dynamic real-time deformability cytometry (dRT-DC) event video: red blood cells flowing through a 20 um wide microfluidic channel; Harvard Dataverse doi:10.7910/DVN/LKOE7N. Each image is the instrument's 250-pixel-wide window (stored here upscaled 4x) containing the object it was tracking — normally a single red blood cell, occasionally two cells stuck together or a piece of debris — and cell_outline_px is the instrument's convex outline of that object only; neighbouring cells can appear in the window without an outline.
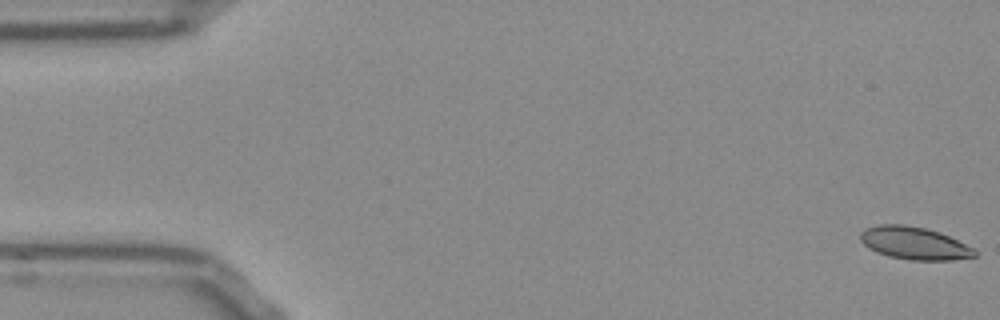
{"species": "Egyptian fruit bat (a non-hibernating species)", "species_latin": "Rousettus aegyptiacus", "temperature_condition": "room temperature", "stored_images_in_passage": 53, "camera_frame_rate_fps": 3000, "um_per_image_px": 0.085, "frame": {"image": 1, "passage_image": 1, "time_ms": 0.0, "image_size_px": [1000, 320], "cell_outline_px": [[976, 256], [952, 260], [908, 260], [888, 256], [876, 252], [864, 244], [860, 240], [860, 232], [864, 228], [880, 224], [904, 224], [924, 228], [940, 232], [972, 248], [976, 252]], "centroid_in_image_um": [77.66, 20.67], "position_along_channel_um": 7.3, "area_um2": 21.62}}
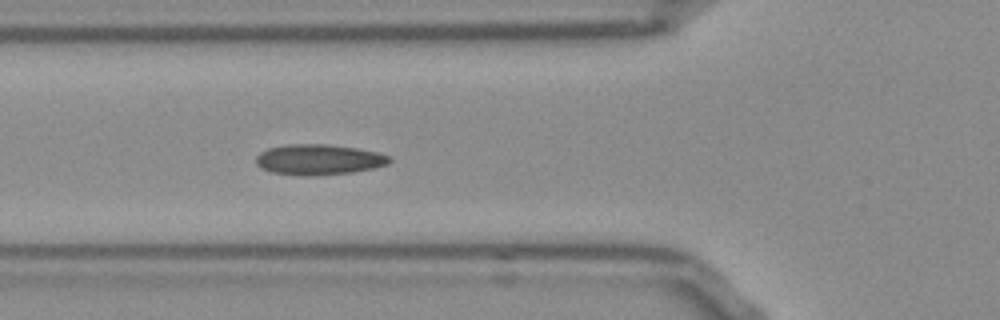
{"frame": {"image": 2, "passage_image": 19, "time_ms": 6.0, "image_size_px": [1000, 320], "cell_outline_px": [[392, 160], [388, 164], [372, 168], [352, 172], [308, 176], [272, 172], [260, 168], [256, 164], [256, 156], [260, 152], [268, 148], [284, 144], [328, 144], [356, 148], [376, 152], [392, 156]], "centroid_in_image_um": [27.08, 13.55], "position_along_channel_um": 98.7, "area_um2": 23.76}}
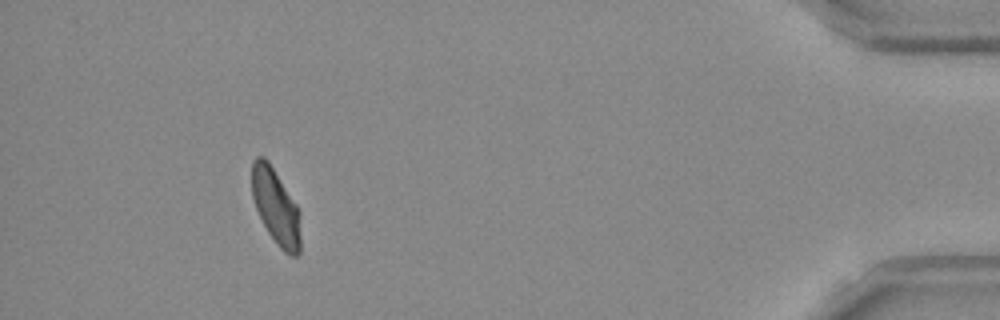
{"frame": {"image": 3, "passage_image": 49, "time_ms": 16.0, "image_size_px": [1000, 320], "cell_outline_px": [[300, 252], [296, 256], [292, 256], [284, 252], [280, 248], [268, 232], [256, 208], [252, 196], [252, 160], [256, 156], [264, 156], [268, 160], [296, 204], [300, 212]], "centroid_in_image_um": [23.45, 17.56], "position_along_channel_um": 411.8, "area_um2": 21.39}, "authors_computed_cell_mechanics": {"area_um2": 22.0218, "velocity_mm_per_s": 3.7909, "shape_relaxation_time_tau1_ms": 5.9308, "shape_relaxation_time_tau2_ms": 2.039, "deformation_change_tau1": 0.1375, "deformation_change_tau2": 0.0627}}